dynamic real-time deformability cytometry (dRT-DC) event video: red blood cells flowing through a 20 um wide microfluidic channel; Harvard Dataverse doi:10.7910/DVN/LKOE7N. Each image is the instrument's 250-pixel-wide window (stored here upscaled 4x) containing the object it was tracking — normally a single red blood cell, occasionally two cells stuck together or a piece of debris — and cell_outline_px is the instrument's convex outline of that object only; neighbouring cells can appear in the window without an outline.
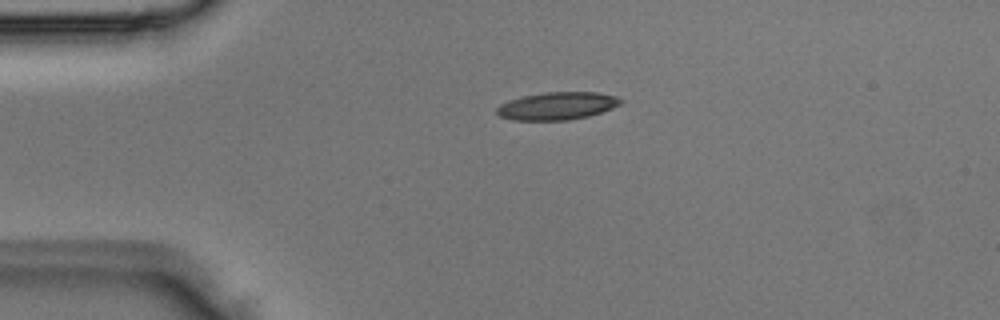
{"species": "Egyptian fruit bat (a non-hibernating species)", "species_latin": "Rousettus aegyptiacus", "temperature_condition": "room temperature", "stored_images_in_passage": 2, "camera_frame_rate_fps": 3000, "um_per_image_px": 0.085, "animal": {"sex": "male"}, "frame": {"image": 1, "passage_image": 1, "time_ms": 0.0, "image_size_px": [1000, 320], "cell_outline_px": [[624, 100], [620, 104], [612, 108], [588, 116], [568, 120], [512, 120], [500, 116], [496, 112], [496, 108], [500, 104], [508, 100], [524, 96], [544, 92], [596, 92], [616, 96]], "centroid_in_image_um": [47.35, 9.0], "position_along_channel_um": 37.7, "area_um2": 19.94}}
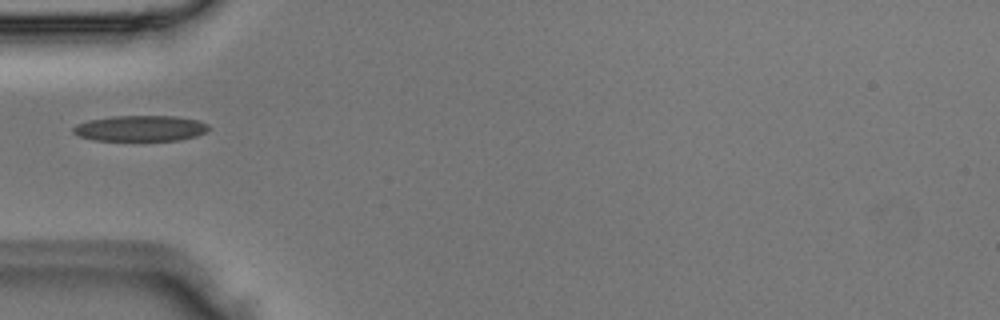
{"frame": {"image": 2, "passage_image": 2, "time_ms": 0.333, "image_size_px": [1000, 320], "cell_outline_px": [[212, 128], [208, 132], [196, 136], [180, 140], [92, 140], [80, 136], [72, 132], [72, 128], [76, 124], [88, 120], [112, 116], [176, 116], [196, 120], [208, 124]], "centroid_in_image_um": [11.96, 10.9], "position_along_channel_um": 73.0, "area_um2": 20.46}}